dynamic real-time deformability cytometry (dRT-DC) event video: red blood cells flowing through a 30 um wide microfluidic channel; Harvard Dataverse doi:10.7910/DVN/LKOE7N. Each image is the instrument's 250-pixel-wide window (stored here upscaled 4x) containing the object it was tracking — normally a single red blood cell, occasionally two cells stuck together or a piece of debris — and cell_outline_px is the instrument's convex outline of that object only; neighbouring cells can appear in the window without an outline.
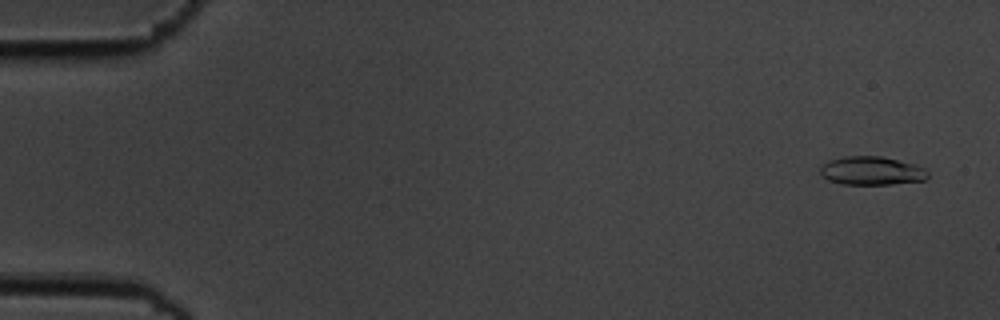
{"species": "common noctule bat (a hibernating species)", "species_latin": "Nyctalus noctula", "temperature_condition": "cold", "stored_images_in_passage": 6, "camera_frame_rate_fps": 3000, "um_per_image_px": 0.085, "animal": {"sex": "male", "body_mass_g": 19.5, "forearm_length_mm": 54.6}, "frame": {"image": 1, "passage_image": 1, "time_ms": 0.0, "image_size_px": [1000, 320], "cell_outline_px": [[928, 176], [924, 180], [892, 184], [840, 184], [828, 180], [820, 176], [820, 168], [828, 160], [844, 156], [880, 156], [916, 164], [924, 168], [928, 172]], "centroid_in_image_um": [74.06, 14.51], "position_along_channel_um": 10.9, "area_um2": 17.98}}